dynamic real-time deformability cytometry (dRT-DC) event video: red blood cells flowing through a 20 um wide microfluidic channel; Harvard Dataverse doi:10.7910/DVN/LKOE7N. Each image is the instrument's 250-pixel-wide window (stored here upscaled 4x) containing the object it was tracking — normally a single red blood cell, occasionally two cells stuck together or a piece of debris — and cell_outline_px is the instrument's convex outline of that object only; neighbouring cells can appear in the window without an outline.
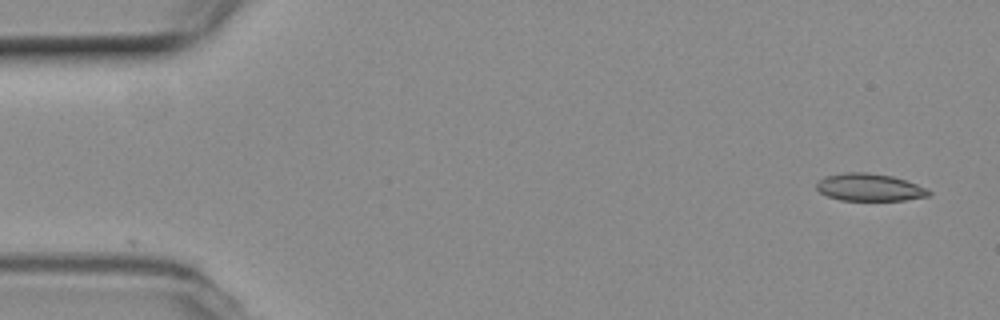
{"species": "common noctule bat (a hibernating species)", "species_latin": "Nyctalus noctula", "temperature_condition": "room temperature", "stored_images_in_passage": 42, "camera_frame_rate_fps": 3000, "um_per_image_px": 0.085, "animal": {"sex": "female", "body_mass_g": 19.3, "forearm_length_mm": 54.1}, "frame": {"image": 1, "passage_image": 1, "time_ms": 0.0, "image_size_px": [1000, 320], "cell_outline_px": [[932, 196], [904, 200], [840, 200], [828, 196], [820, 192], [816, 188], [816, 184], [824, 176], [844, 172], [868, 172], [892, 176], [928, 188], [932, 192]], "centroid_in_image_um": [73.93, 15.92], "position_along_channel_um": 11.1, "area_um2": 18.03}}
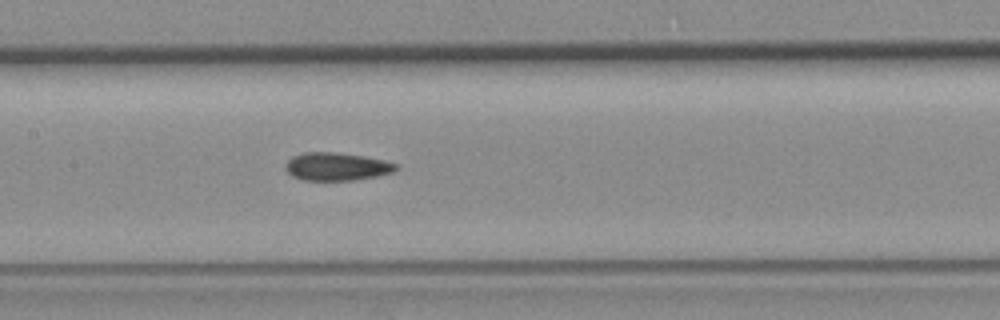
{"frame": {"image": 2, "passage_image": 24, "time_ms": 7.667, "image_size_px": [1000, 320], "cell_outline_px": [[400, 168], [392, 172], [376, 176], [356, 180], [300, 180], [292, 176], [284, 168], [284, 164], [292, 156], [304, 152], [332, 152], [364, 156], [384, 160], [400, 164]], "centroid_in_image_um": [28.62, 14.16], "position_along_channel_um": 178.8, "area_um2": 18.21}}
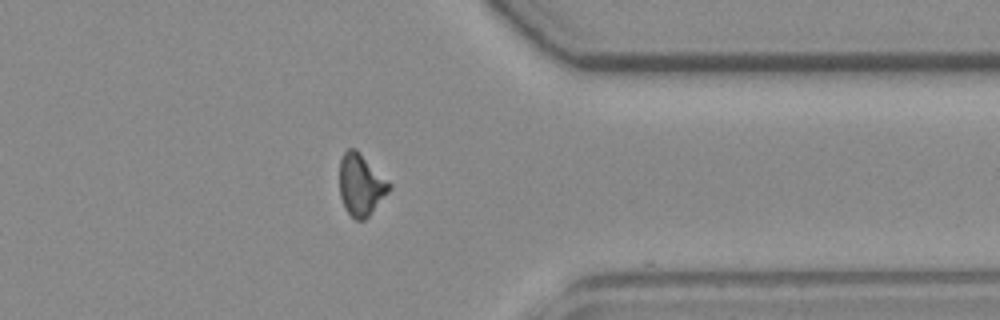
{"frame": {"image": 3, "passage_image": 41, "time_ms": 13.333, "image_size_px": [1000, 320], "cell_outline_px": [[392, 188], [368, 216], [364, 220], [356, 220], [344, 208], [340, 196], [340, 160], [344, 152], [348, 148], [356, 148], [392, 184]], "centroid_in_image_um": [30.68, 15.69], "position_along_channel_um": 380.7, "area_um2": 17.86}, "authors_computed_cell_mechanics": {"area_um2": 18.3804, "velocity_mm_per_s": 3.7732, "shape_relaxation_time_tau1_ms": null, "shape_relaxation_time_tau2_ms": 3.1206, "deformation_change_tau1": null, "deformation_change_tau2": 0.0975}}